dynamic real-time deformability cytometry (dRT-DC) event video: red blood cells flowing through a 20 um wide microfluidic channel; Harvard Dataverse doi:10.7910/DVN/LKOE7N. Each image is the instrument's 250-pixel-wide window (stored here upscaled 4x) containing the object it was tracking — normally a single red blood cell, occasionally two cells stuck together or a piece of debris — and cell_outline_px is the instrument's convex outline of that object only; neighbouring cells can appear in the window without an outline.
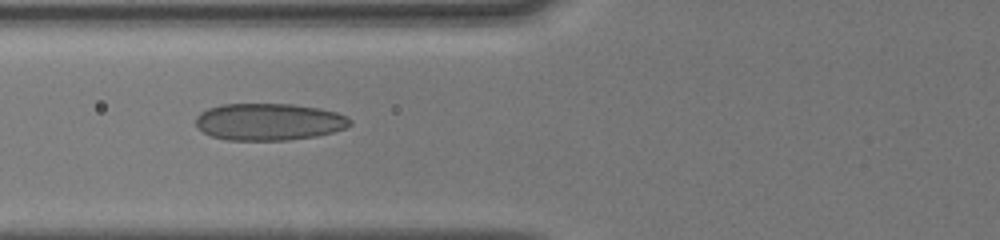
{"species": "human", "species_latin": "Homo sapiens", "temperature_condition": "cold", "stored_images_in_passage": 69, "camera_frame_rate_fps": 3000, "um_per_image_px": 0.085, "donor": {"sex": "male"}, "frame": {"image": 1, "passage_image": 27, "time_ms": 6.667, "image_size_px": [1000, 240], "cell_outline_px": [[352, 124], [344, 128], [332, 132], [316, 136], [288, 140], [228, 140], [212, 136], [196, 128], [196, 116], [200, 112], [208, 108], [220, 104], [292, 104], [320, 108], [336, 112], [348, 116], [352, 120]], "centroid_in_image_um": [22.86, 10.35], "position_along_channel_um": 102.9, "area_um2": 33.47}}
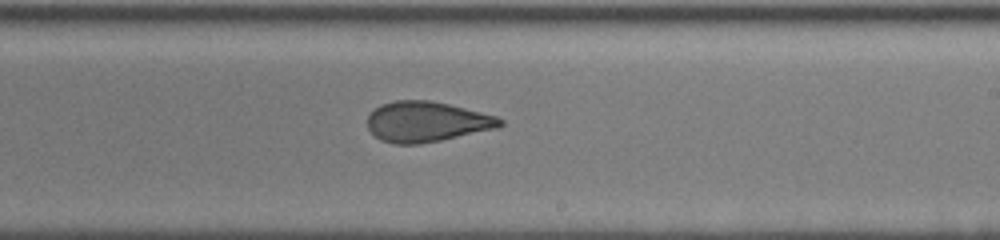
{"frame": {"image": 2, "passage_image": 43, "time_ms": 10.333, "image_size_px": [1000, 240], "cell_outline_px": [[504, 124], [500, 128], [420, 144], [396, 144], [380, 140], [368, 128], [368, 116], [380, 104], [396, 100], [432, 100], [496, 116], [504, 120]], "centroid_in_image_um": [36.29, 10.35], "position_along_channel_um": 252.7, "area_um2": 31.15}}
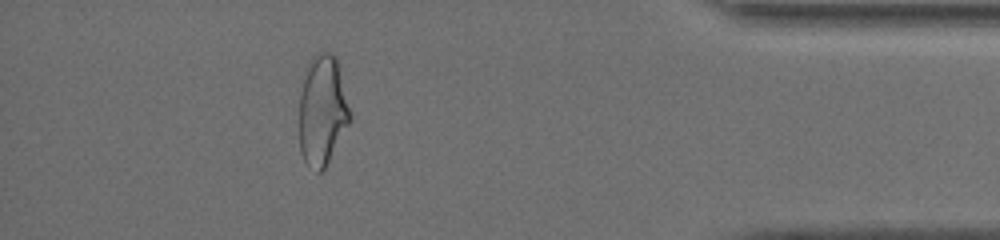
{"frame": {"image": 3, "passage_image": 61, "time_ms": 15.0, "image_size_px": [1000, 240], "cell_outline_px": [[348, 124], [324, 168], [320, 172], [316, 172], [304, 160], [300, 152], [300, 92], [308, 60], [316, 52], [332, 52], [336, 56], [340, 68], [348, 108]], "centroid_in_image_um": [27.36, 9.32], "position_along_channel_um": 407.8, "area_um2": 32.02}, "authors_computed_cell_mechanics": {"area_um2": 33.1772, "velocity_mm_per_s": 4.0911, "shape_relaxation_time_tau1_ms": 8.9764, "shape_relaxation_time_tau2_ms": 1.402, "deformation_change_tau1": 0.2038, "deformation_change_tau2": 0.079}}